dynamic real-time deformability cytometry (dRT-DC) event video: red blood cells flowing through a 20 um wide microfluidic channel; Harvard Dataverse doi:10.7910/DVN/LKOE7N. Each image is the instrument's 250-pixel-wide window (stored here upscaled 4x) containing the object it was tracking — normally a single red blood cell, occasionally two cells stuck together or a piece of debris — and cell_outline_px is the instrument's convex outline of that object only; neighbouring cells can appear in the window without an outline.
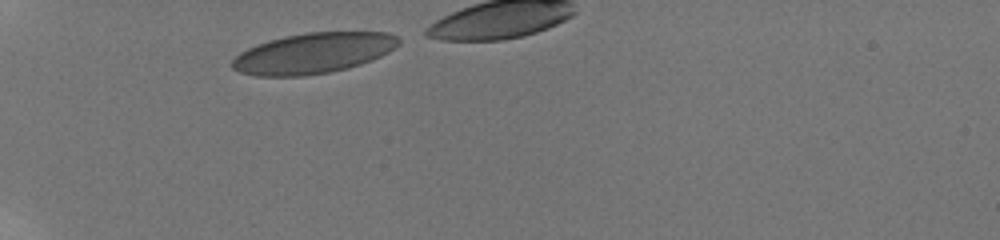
{"species": "human", "species_latin": "Homo sapiens", "temperature_condition": "room temperature", "stored_images_in_passage": 12, "camera_frame_rate_fps": 3000, "um_per_image_px": 0.085, "donor": {"sex": "male"}, "frame": {"image": 1, "passage_image": 1, "time_ms": 0.0, "image_size_px": [1000, 240], "cell_outline_px": [[400, 44], [388, 52], [380, 56], [360, 64], [328, 72], [304, 76], [256, 76], [240, 72], [232, 68], [232, 60], [240, 52], [256, 44], [268, 40], [284, 36], [308, 32], [388, 32], [396, 36], [400, 40]], "centroid_in_image_um": [26.6, 4.51], "position_along_channel_um": 58.4, "area_um2": 39.19}}
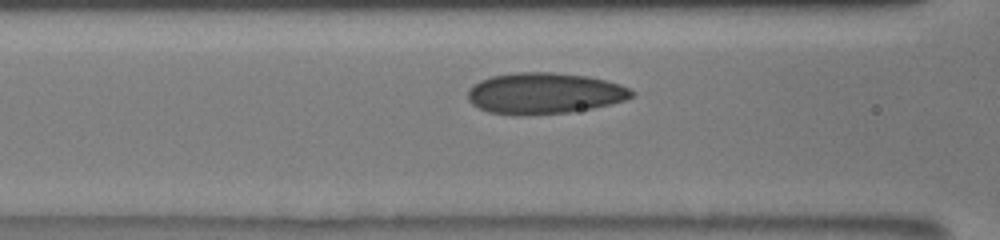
{"frame": {"image": 2, "passage_image": 7, "time_ms": 2.333, "image_size_px": [1000, 240], "cell_outline_px": [[636, 92], [632, 96], [624, 100], [592, 108], [568, 112], [516, 116], [488, 112], [472, 104], [468, 100], [468, 88], [472, 84], [480, 80], [492, 76], [516, 72], [552, 72], [588, 76], [620, 84]], "centroid_in_image_um": [46.22, 7.93], "position_along_channel_um": 120.4, "area_um2": 39.36}}